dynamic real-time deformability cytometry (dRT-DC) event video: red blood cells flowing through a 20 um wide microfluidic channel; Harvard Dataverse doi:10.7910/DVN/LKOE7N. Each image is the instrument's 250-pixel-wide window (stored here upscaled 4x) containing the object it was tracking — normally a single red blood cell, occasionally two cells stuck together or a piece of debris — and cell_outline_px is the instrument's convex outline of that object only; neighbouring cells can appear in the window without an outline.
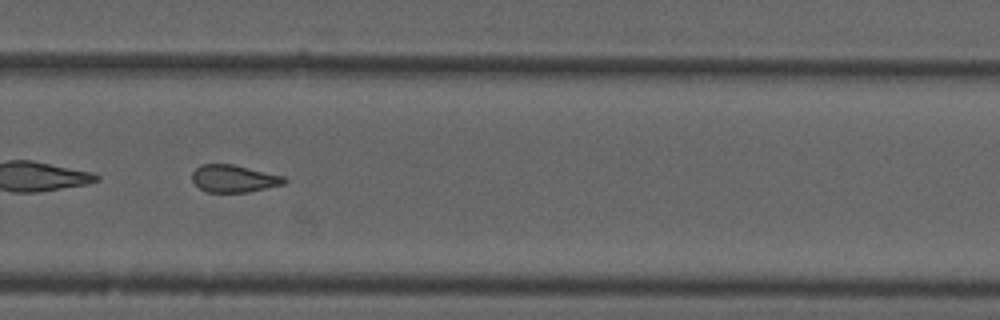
{"species": "common noctule bat (a hibernating species)", "species_latin": "Nyctalus noctula", "temperature_condition": "cold", "stored_images_in_passage": 39, "camera_frame_rate_fps": 3000, "um_per_image_px": 0.085, "animal": {"sex": "male", "forearm_length_mm": 52.5}, "frame": {"image": 1, "passage_image": 23, "time_ms": 7.333, "image_size_px": [1000, 320], "cell_outline_px": [[288, 180], [284, 184], [248, 192], [208, 192], [200, 188], [192, 180], [192, 172], [200, 164], [232, 164], [284, 176]], "centroid_in_image_um": [19.88, 15.17], "position_along_channel_um": 309.9, "area_um2": 14.62}, "authors_computed_cell_mechanics": {"area_um2": 15.3748, "velocity_mm_per_s": 3.7464, "shape_relaxation_time_tau1_ms": null, "shape_relaxation_time_tau2_ms": 4.1553, "deformation_change_tau1": null, "deformation_change_tau2": 0.1196}}